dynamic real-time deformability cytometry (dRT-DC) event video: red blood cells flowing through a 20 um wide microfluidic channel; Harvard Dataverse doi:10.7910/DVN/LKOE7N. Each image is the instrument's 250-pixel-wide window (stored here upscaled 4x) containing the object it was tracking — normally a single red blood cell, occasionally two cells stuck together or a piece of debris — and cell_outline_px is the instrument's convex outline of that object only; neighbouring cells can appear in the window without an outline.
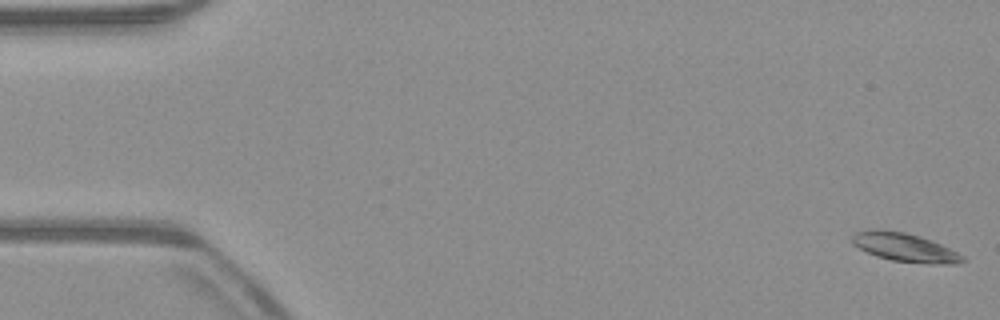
{"species": "common noctule bat (a hibernating species)", "species_latin": "Nyctalus noctula", "temperature_condition": "warm", "stored_images_in_passage": 53, "camera_frame_rate_fps": 3000, "um_per_image_px": 0.085, "animal": {"sex": "male", "body_mass_g": 23.1, "forearm_length_mm": 52.7}, "frame": {"image": 1, "passage_image": 1, "time_ms": 0.0, "image_size_px": [1000, 320], "cell_outline_px": [[968, 260], [956, 264], [932, 264], [892, 260], [876, 256], [852, 244], [852, 236], [856, 232], [872, 228], [880, 228], [904, 232], [920, 236], [932, 240], [964, 256]], "centroid_in_image_um": [76.91, 21.01], "position_along_channel_um": 8.1, "area_um2": 18.5}}
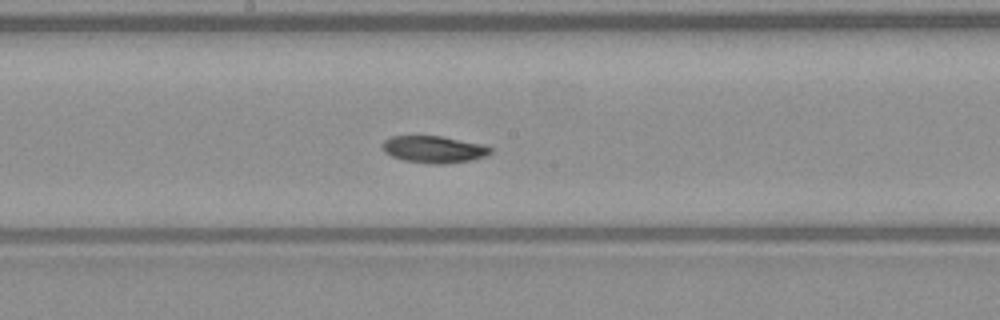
{"frame": {"image": 2, "passage_image": 28, "time_ms": 9.0, "image_size_px": [1000, 320], "cell_outline_px": [[492, 152], [488, 156], [472, 160], [440, 164], [432, 164], [404, 160], [392, 156], [384, 152], [380, 148], [384, 140], [392, 136], [440, 136], [484, 144], [492, 148]], "centroid_in_image_um": [36.89, 12.69], "position_along_channel_um": 211.3, "area_um2": 17.11}}
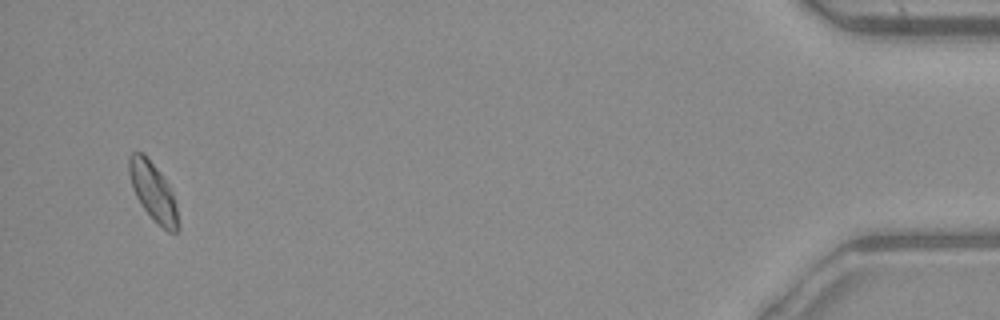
{"frame": {"image": 3, "passage_image": 51, "time_ms": 16.667, "image_size_px": [1000, 320], "cell_outline_px": [[180, 228], [176, 232], [168, 232], [140, 204], [132, 188], [128, 172], [128, 156], [132, 152], [144, 152], [164, 176], [172, 192], [176, 204], [180, 224]], "centroid_in_image_um": [13.02, 16.24], "position_along_channel_um": 422.2, "area_um2": 16.82}, "authors_computed_cell_mechanics": {"area_um2": 17.3978, "velocity_mm_per_s": 3.9062, "shape_relaxation_time_tau1_ms": 4.8112, "shape_relaxation_time_tau2_ms": null, "deformation_change_tau1": 0.132, "deformation_change_tau2": null}}